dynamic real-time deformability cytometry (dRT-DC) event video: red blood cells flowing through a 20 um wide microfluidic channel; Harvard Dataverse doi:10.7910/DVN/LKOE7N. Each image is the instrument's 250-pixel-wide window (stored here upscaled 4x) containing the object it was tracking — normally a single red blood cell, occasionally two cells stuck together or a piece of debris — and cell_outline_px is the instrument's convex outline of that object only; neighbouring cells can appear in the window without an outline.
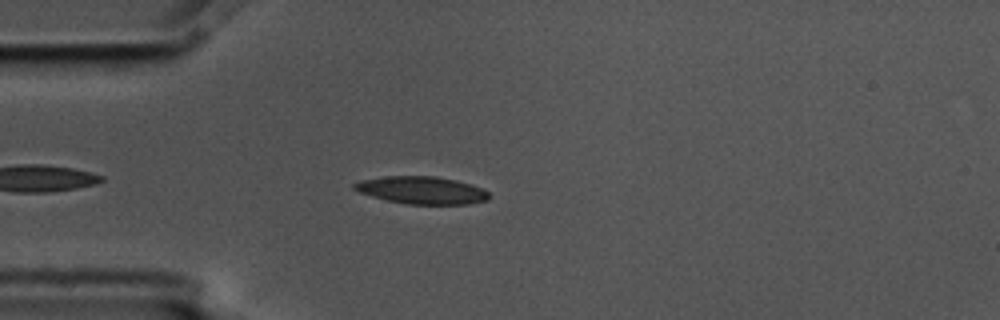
{"species": "common noctule bat (a hibernating species)", "species_latin": "Nyctalus noctula", "temperature_condition": "cold", "stored_images_in_passage": 4, "camera_frame_rate_fps": 3000, "um_per_image_px": 0.085, "animal": {"sex": "male", "body_mass_g": 17.5, "forearm_length_mm": 52.3}, "frame": {"image": 1, "passage_image": 3, "time_ms": 0.667, "image_size_px": [1000, 320], "cell_outline_px": [[488, 200], [468, 204], [408, 204], [388, 200], [372, 196], [360, 192], [352, 188], [352, 184], [360, 180], [384, 176], [436, 176], [456, 180], [472, 184], [484, 188], [488, 192]], "centroid_in_image_um": [35.86, 16.16], "position_along_channel_um": 49.1, "area_um2": 21.62}}